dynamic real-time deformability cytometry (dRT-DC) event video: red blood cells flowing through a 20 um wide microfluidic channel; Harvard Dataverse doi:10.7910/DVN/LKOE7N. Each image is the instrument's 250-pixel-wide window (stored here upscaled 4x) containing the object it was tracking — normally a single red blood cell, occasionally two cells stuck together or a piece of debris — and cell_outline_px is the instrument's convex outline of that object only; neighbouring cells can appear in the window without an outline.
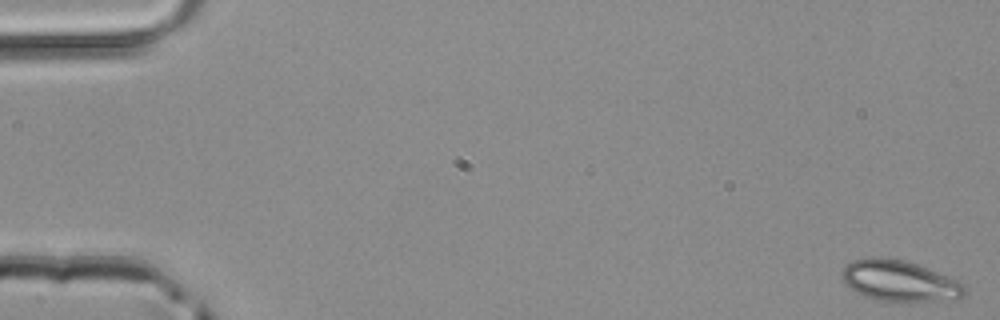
{"species": "common noctule bat (a hibernating species)", "species_latin": "Nyctalus noctula", "temperature_condition": "room temperature", "stored_images_in_passage": 48, "camera_frame_rate_fps": 3000, "um_per_image_px": 0.085, "animal": {"sex": "male", "body_mass_g": 20.4}, "frame": {"image": 1, "passage_image": 1, "time_ms": 0.0, "image_size_px": [1000, 320], "cell_outline_px": [[968, 292], [964, 296], [956, 300], [872, 300], [856, 292], [840, 276], [840, 272], [852, 260], [868, 256], [880, 256], [904, 260], [916, 264], [960, 280], [964, 284]], "centroid_in_image_um": [76.48, 23.85], "position_along_channel_um": 8.5, "area_um2": 29.36}}
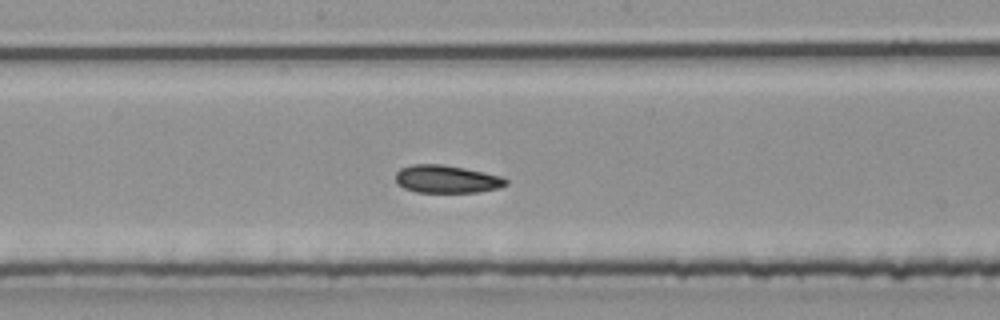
{"frame": {"image": 2, "passage_image": 26, "time_ms": 8.333, "image_size_px": [1000, 320], "cell_outline_px": [[508, 184], [500, 188], [476, 192], [416, 192], [404, 188], [396, 184], [396, 172], [400, 168], [412, 164], [444, 164], [484, 172], [500, 176], [508, 180]], "centroid_in_image_um": [37.95, 15.22], "position_along_channel_um": 210.2, "area_um2": 17.98}}
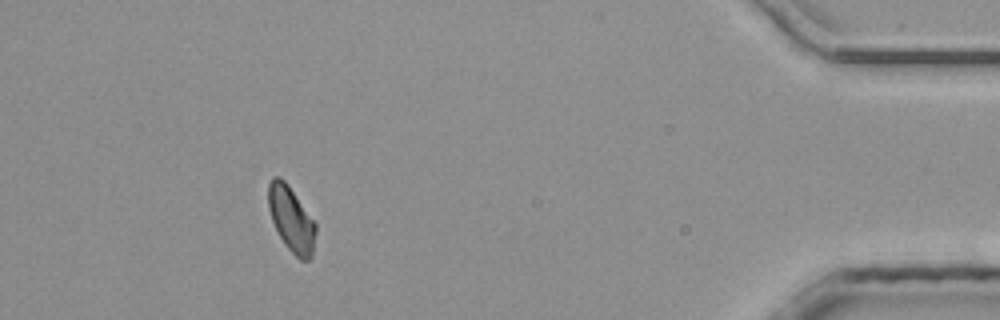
{"frame": {"image": 3, "passage_image": 44, "time_ms": 14.333, "image_size_px": [1000, 320], "cell_outline_px": [[316, 232], [312, 256], [308, 260], [300, 260], [284, 244], [272, 220], [268, 208], [268, 184], [272, 176], [280, 176], [288, 184], [316, 224]], "centroid_in_image_um": [24.75, 18.61], "position_along_channel_um": 410.5, "area_um2": 17.92}}